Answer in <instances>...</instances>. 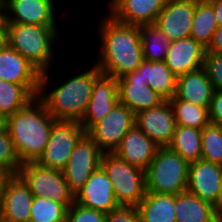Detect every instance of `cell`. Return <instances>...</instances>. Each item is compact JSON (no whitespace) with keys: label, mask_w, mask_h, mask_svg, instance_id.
Here are the masks:
<instances>
[{"label":"cell","mask_w":222,"mask_h":222,"mask_svg":"<svg viewBox=\"0 0 222 222\" xmlns=\"http://www.w3.org/2000/svg\"><path fill=\"white\" fill-rule=\"evenodd\" d=\"M98 40L100 48L94 62L104 75L119 78L137 70L144 60L140 26L124 24L110 14L100 18Z\"/></svg>","instance_id":"1"},{"label":"cell","mask_w":222,"mask_h":222,"mask_svg":"<svg viewBox=\"0 0 222 222\" xmlns=\"http://www.w3.org/2000/svg\"><path fill=\"white\" fill-rule=\"evenodd\" d=\"M78 69L76 76L73 74V77L64 79L58 86L54 84L56 87L50 92L47 86L53 77L51 71L41 73L37 98L57 121H81L92 95L94 81L101 74L94 63L89 69L82 68V65Z\"/></svg>","instance_id":"2"},{"label":"cell","mask_w":222,"mask_h":222,"mask_svg":"<svg viewBox=\"0 0 222 222\" xmlns=\"http://www.w3.org/2000/svg\"><path fill=\"white\" fill-rule=\"evenodd\" d=\"M56 121L37 97L5 119L4 126L22 164L37 162L41 157Z\"/></svg>","instance_id":"3"},{"label":"cell","mask_w":222,"mask_h":222,"mask_svg":"<svg viewBox=\"0 0 222 222\" xmlns=\"http://www.w3.org/2000/svg\"><path fill=\"white\" fill-rule=\"evenodd\" d=\"M57 28L58 26L6 23V44L44 73L56 64L53 49H57L54 47L60 41Z\"/></svg>","instance_id":"4"},{"label":"cell","mask_w":222,"mask_h":222,"mask_svg":"<svg viewBox=\"0 0 222 222\" xmlns=\"http://www.w3.org/2000/svg\"><path fill=\"white\" fill-rule=\"evenodd\" d=\"M189 163L169 147H159L145 170L146 192L176 195L187 190Z\"/></svg>","instance_id":"5"},{"label":"cell","mask_w":222,"mask_h":222,"mask_svg":"<svg viewBox=\"0 0 222 222\" xmlns=\"http://www.w3.org/2000/svg\"><path fill=\"white\" fill-rule=\"evenodd\" d=\"M101 166L112 182L119 206L136 207L146 194L145 171L128 164L115 153H103Z\"/></svg>","instance_id":"6"},{"label":"cell","mask_w":222,"mask_h":222,"mask_svg":"<svg viewBox=\"0 0 222 222\" xmlns=\"http://www.w3.org/2000/svg\"><path fill=\"white\" fill-rule=\"evenodd\" d=\"M17 175L34 196L52 199L67 208L75 202V195L70 191L61 170L27 162L21 165Z\"/></svg>","instance_id":"7"},{"label":"cell","mask_w":222,"mask_h":222,"mask_svg":"<svg viewBox=\"0 0 222 222\" xmlns=\"http://www.w3.org/2000/svg\"><path fill=\"white\" fill-rule=\"evenodd\" d=\"M86 132L78 121H56L44 153L37 160L43 167L63 170L75 144Z\"/></svg>","instance_id":"8"},{"label":"cell","mask_w":222,"mask_h":222,"mask_svg":"<svg viewBox=\"0 0 222 222\" xmlns=\"http://www.w3.org/2000/svg\"><path fill=\"white\" fill-rule=\"evenodd\" d=\"M102 154L103 152L87 133L75 144L68 163L62 170L70 191L74 195L82 189L92 173L101 166Z\"/></svg>","instance_id":"9"},{"label":"cell","mask_w":222,"mask_h":222,"mask_svg":"<svg viewBox=\"0 0 222 222\" xmlns=\"http://www.w3.org/2000/svg\"><path fill=\"white\" fill-rule=\"evenodd\" d=\"M135 125V114L118 102L112 110L86 133L103 153H113L122 138Z\"/></svg>","instance_id":"10"},{"label":"cell","mask_w":222,"mask_h":222,"mask_svg":"<svg viewBox=\"0 0 222 222\" xmlns=\"http://www.w3.org/2000/svg\"><path fill=\"white\" fill-rule=\"evenodd\" d=\"M55 4V0H3L0 14L5 23L57 26L58 3Z\"/></svg>","instance_id":"11"},{"label":"cell","mask_w":222,"mask_h":222,"mask_svg":"<svg viewBox=\"0 0 222 222\" xmlns=\"http://www.w3.org/2000/svg\"><path fill=\"white\" fill-rule=\"evenodd\" d=\"M135 125L159 147L171 144L177 126L169 101L135 114Z\"/></svg>","instance_id":"12"},{"label":"cell","mask_w":222,"mask_h":222,"mask_svg":"<svg viewBox=\"0 0 222 222\" xmlns=\"http://www.w3.org/2000/svg\"><path fill=\"white\" fill-rule=\"evenodd\" d=\"M197 0H167L155 25L171 41L190 36Z\"/></svg>","instance_id":"13"},{"label":"cell","mask_w":222,"mask_h":222,"mask_svg":"<svg viewBox=\"0 0 222 222\" xmlns=\"http://www.w3.org/2000/svg\"><path fill=\"white\" fill-rule=\"evenodd\" d=\"M0 79L21 84L35 98L38 96L41 72L7 44L0 48Z\"/></svg>","instance_id":"14"},{"label":"cell","mask_w":222,"mask_h":222,"mask_svg":"<svg viewBox=\"0 0 222 222\" xmlns=\"http://www.w3.org/2000/svg\"><path fill=\"white\" fill-rule=\"evenodd\" d=\"M119 102L134 114L160 105L165 100L141 78V69L117 78Z\"/></svg>","instance_id":"15"},{"label":"cell","mask_w":222,"mask_h":222,"mask_svg":"<svg viewBox=\"0 0 222 222\" xmlns=\"http://www.w3.org/2000/svg\"><path fill=\"white\" fill-rule=\"evenodd\" d=\"M118 102L117 78L101 73L94 81L89 104L80 121L84 131L102 120Z\"/></svg>","instance_id":"16"},{"label":"cell","mask_w":222,"mask_h":222,"mask_svg":"<svg viewBox=\"0 0 222 222\" xmlns=\"http://www.w3.org/2000/svg\"><path fill=\"white\" fill-rule=\"evenodd\" d=\"M34 195L18 175H10L3 186L0 208L5 222H29Z\"/></svg>","instance_id":"17"},{"label":"cell","mask_w":222,"mask_h":222,"mask_svg":"<svg viewBox=\"0 0 222 222\" xmlns=\"http://www.w3.org/2000/svg\"><path fill=\"white\" fill-rule=\"evenodd\" d=\"M167 0H108L106 11L117 21L131 25L155 24Z\"/></svg>","instance_id":"18"},{"label":"cell","mask_w":222,"mask_h":222,"mask_svg":"<svg viewBox=\"0 0 222 222\" xmlns=\"http://www.w3.org/2000/svg\"><path fill=\"white\" fill-rule=\"evenodd\" d=\"M75 202L97 211L108 213L119 207L115 199L112 182L99 166L75 195Z\"/></svg>","instance_id":"19"},{"label":"cell","mask_w":222,"mask_h":222,"mask_svg":"<svg viewBox=\"0 0 222 222\" xmlns=\"http://www.w3.org/2000/svg\"><path fill=\"white\" fill-rule=\"evenodd\" d=\"M220 169L221 165L203 159L189 163L187 191L217 207L220 204Z\"/></svg>","instance_id":"20"},{"label":"cell","mask_w":222,"mask_h":222,"mask_svg":"<svg viewBox=\"0 0 222 222\" xmlns=\"http://www.w3.org/2000/svg\"><path fill=\"white\" fill-rule=\"evenodd\" d=\"M205 54L206 47L189 36L169 43L164 62L178 78L203 68Z\"/></svg>","instance_id":"21"},{"label":"cell","mask_w":222,"mask_h":222,"mask_svg":"<svg viewBox=\"0 0 222 222\" xmlns=\"http://www.w3.org/2000/svg\"><path fill=\"white\" fill-rule=\"evenodd\" d=\"M159 146L134 125L122 138L119 147L113 152L128 164L144 171L156 155Z\"/></svg>","instance_id":"22"},{"label":"cell","mask_w":222,"mask_h":222,"mask_svg":"<svg viewBox=\"0 0 222 222\" xmlns=\"http://www.w3.org/2000/svg\"><path fill=\"white\" fill-rule=\"evenodd\" d=\"M214 91L206 70L201 68L177 78L175 96L201 107H210Z\"/></svg>","instance_id":"23"},{"label":"cell","mask_w":222,"mask_h":222,"mask_svg":"<svg viewBox=\"0 0 222 222\" xmlns=\"http://www.w3.org/2000/svg\"><path fill=\"white\" fill-rule=\"evenodd\" d=\"M176 222H217L216 207L184 191L175 195Z\"/></svg>","instance_id":"24"},{"label":"cell","mask_w":222,"mask_h":222,"mask_svg":"<svg viewBox=\"0 0 222 222\" xmlns=\"http://www.w3.org/2000/svg\"><path fill=\"white\" fill-rule=\"evenodd\" d=\"M141 78L165 101H169L176 94L177 77L168 68L164 61L143 60Z\"/></svg>","instance_id":"25"},{"label":"cell","mask_w":222,"mask_h":222,"mask_svg":"<svg viewBox=\"0 0 222 222\" xmlns=\"http://www.w3.org/2000/svg\"><path fill=\"white\" fill-rule=\"evenodd\" d=\"M136 208L141 222H176L175 195L146 192Z\"/></svg>","instance_id":"26"},{"label":"cell","mask_w":222,"mask_h":222,"mask_svg":"<svg viewBox=\"0 0 222 222\" xmlns=\"http://www.w3.org/2000/svg\"><path fill=\"white\" fill-rule=\"evenodd\" d=\"M201 132L202 129L177 125L168 147L188 163L199 161L202 158Z\"/></svg>","instance_id":"27"},{"label":"cell","mask_w":222,"mask_h":222,"mask_svg":"<svg viewBox=\"0 0 222 222\" xmlns=\"http://www.w3.org/2000/svg\"><path fill=\"white\" fill-rule=\"evenodd\" d=\"M217 28L213 6L207 0H197L190 36L207 48Z\"/></svg>","instance_id":"28"},{"label":"cell","mask_w":222,"mask_h":222,"mask_svg":"<svg viewBox=\"0 0 222 222\" xmlns=\"http://www.w3.org/2000/svg\"><path fill=\"white\" fill-rule=\"evenodd\" d=\"M34 99L23 85L0 79V115L4 119L25 108Z\"/></svg>","instance_id":"29"},{"label":"cell","mask_w":222,"mask_h":222,"mask_svg":"<svg viewBox=\"0 0 222 222\" xmlns=\"http://www.w3.org/2000/svg\"><path fill=\"white\" fill-rule=\"evenodd\" d=\"M176 125L203 129L210 124L209 107H201L185 100H180L176 96L169 100Z\"/></svg>","instance_id":"30"},{"label":"cell","mask_w":222,"mask_h":222,"mask_svg":"<svg viewBox=\"0 0 222 222\" xmlns=\"http://www.w3.org/2000/svg\"><path fill=\"white\" fill-rule=\"evenodd\" d=\"M143 57L147 61H164L170 40L155 24L140 26Z\"/></svg>","instance_id":"31"},{"label":"cell","mask_w":222,"mask_h":222,"mask_svg":"<svg viewBox=\"0 0 222 222\" xmlns=\"http://www.w3.org/2000/svg\"><path fill=\"white\" fill-rule=\"evenodd\" d=\"M67 207L52 199L34 196L30 222H66Z\"/></svg>","instance_id":"32"},{"label":"cell","mask_w":222,"mask_h":222,"mask_svg":"<svg viewBox=\"0 0 222 222\" xmlns=\"http://www.w3.org/2000/svg\"><path fill=\"white\" fill-rule=\"evenodd\" d=\"M202 158L205 161L222 165V127L209 124L201 132Z\"/></svg>","instance_id":"33"},{"label":"cell","mask_w":222,"mask_h":222,"mask_svg":"<svg viewBox=\"0 0 222 222\" xmlns=\"http://www.w3.org/2000/svg\"><path fill=\"white\" fill-rule=\"evenodd\" d=\"M21 165L10 134L4 126L0 129V169L9 175H17Z\"/></svg>","instance_id":"34"},{"label":"cell","mask_w":222,"mask_h":222,"mask_svg":"<svg viewBox=\"0 0 222 222\" xmlns=\"http://www.w3.org/2000/svg\"><path fill=\"white\" fill-rule=\"evenodd\" d=\"M106 213L86 208L74 202L66 214V222H105Z\"/></svg>","instance_id":"35"},{"label":"cell","mask_w":222,"mask_h":222,"mask_svg":"<svg viewBox=\"0 0 222 222\" xmlns=\"http://www.w3.org/2000/svg\"><path fill=\"white\" fill-rule=\"evenodd\" d=\"M203 68L215 90H222V53L206 52Z\"/></svg>","instance_id":"36"},{"label":"cell","mask_w":222,"mask_h":222,"mask_svg":"<svg viewBox=\"0 0 222 222\" xmlns=\"http://www.w3.org/2000/svg\"><path fill=\"white\" fill-rule=\"evenodd\" d=\"M105 222H141V220L136 207L119 206L106 213Z\"/></svg>","instance_id":"37"},{"label":"cell","mask_w":222,"mask_h":222,"mask_svg":"<svg viewBox=\"0 0 222 222\" xmlns=\"http://www.w3.org/2000/svg\"><path fill=\"white\" fill-rule=\"evenodd\" d=\"M211 124L222 125V90H215L209 107Z\"/></svg>","instance_id":"38"},{"label":"cell","mask_w":222,"mask_h":222,"mask_svg":"<svg viewBox=\"0 0 222 222\" xmlns=\"http://www.w3.org/2000/svg\"><path fill=\"white\" fill-rule=\"evenodd\" d=\"M206 52L222 53V27H218L214 32L213 39L206 48Z\"/></svg>","instance_id":"39"},{"label":"cell","mask_w":222,"mask_h":222,"mask_svg":"<svg viewBox=\"0 0 222 222\" xmlns=\"http://www.w3.org/2000/svg\"><path fill=\"white\" fill-rule=\"evenodd\" d=\"M215 11L218 27H222V0H207Z\"/></svg>","instance_id":"40"},{"label":"cell","mask_w":222,"mask_h":222,"mask_svg":"<svg viewBox=\"0 0 222 222\" xmlns=\"http://www.w3.org/2000/svg\"><path fill=\"white\" fill-rule=\"evenodd\" d=\"M6 44V23L0 14V48Z\"/></svg>","instance_id":"41"},{"label":"cell","mask_w":222,"mask_h":222,"mask_svg":"<svg viewBox=\"0 0 222 222\" xmlns=\"http://www.w3.org/2000/svg\"><path fill=\"white\" fill-rule=\"evenodd\" d=\"M9 176L10 175L6 173L3 169H0V196L2 194L4 183Z\"/></svg>","instance_id":"42"},{"label":"cell","mask_w":222,"mask_h":222,"mask_svg":"<svg viewBox=\"0 0 222 222\" xmlns=\"http://www.w3.org/2000/svg\"><path fill=\"white\" fill-rule=\"evenodd\" d=\"M217 222H222V202L216 207Z\"/></svg>","instance_id":"43"},{"label":"cell","mask_w":222,"mask_h":222,"mask_svg":"<svg viewBox=\"0 0 222 222\" xmlns=\"http://www.w3.org/2000/svg\"><path fill=\"white\" fill-rule=\"evenodd\" d=\"M222 202V165L220 169V203Z\"/></svg>","instance_id":"44"},{"label":"cell","mask_w":222,"mask_h":222,"mask_svg":"<svg viewBox=\"0 0 222 222\" xmlns=\"http://www.w3.org/2000/svg\"><path fill=\"white\" fill-rule=\"evenodd\" d=\"M5 119L0 115V129L4 127Z\"/></svg>","instance_id":"45"},{"label":"cell","mask_w":222,"mask_h":222,"mask_svg":"<svg viewBox=\"0 0 222 222\" xmlns=\"http://www.w3.org/2000/svg\"><path fill=\"white\" fill-rule=\"evenodd\" d=\"M0 222H5V218L2 214L1 208H0Z\"/></svg>","instance_id":"46"}]
</instances>
